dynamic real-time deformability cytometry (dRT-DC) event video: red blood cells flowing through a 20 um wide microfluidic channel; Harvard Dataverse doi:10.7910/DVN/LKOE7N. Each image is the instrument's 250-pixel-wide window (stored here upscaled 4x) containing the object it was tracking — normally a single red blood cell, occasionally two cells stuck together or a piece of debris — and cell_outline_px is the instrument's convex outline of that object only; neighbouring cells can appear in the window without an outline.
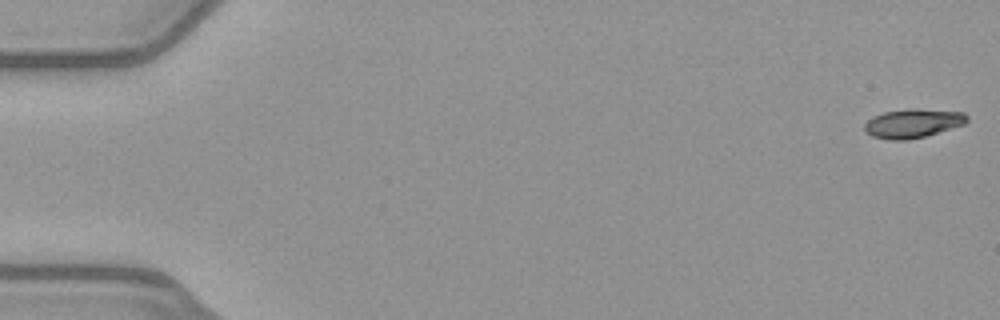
{"species": "common noctule bat (a hibernating species)", "species_latin": "Nyctalus noctula", "temperature_condition": "warm", "stored_images_in_passage": 52, "camera_frame_rate_fps": 3000, "um_per_image_px": 0.085, "animal": {"sex": "female", "body_mass_g": 21.9}, "frame": {"image": 1, "passage_image": 1, "time_ms": 0.0, "image_size_px": [1000, 320], "cell_outline_px": [[968, 120], [964, 124], [924, 136], [908, 140], [892, 140], [872, 136], [864, 128], [864, 124], [872, 116], [884, 112], [908, 108], [916, 108], [964, 112], [968, 116]], "centroid_in_image_um": [77.59, 10.46], "position_along_channel_um": 7.4, "area_um2": 17.22}}
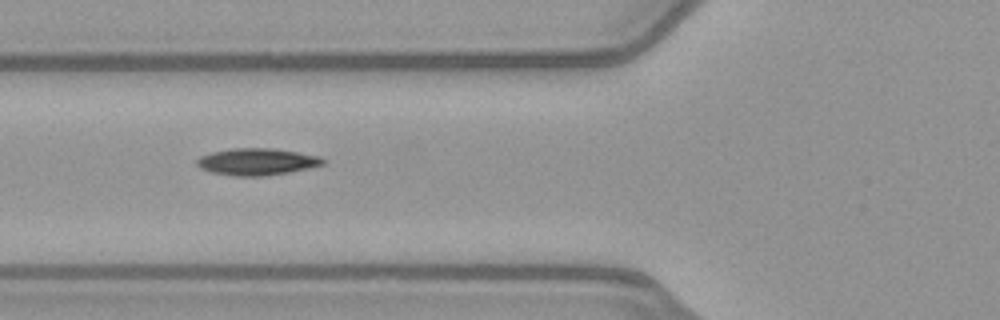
{"frame": {"image": 2, "passage_image": 20, "time_ms": 6.333, "image_size_px": [1000, 320], "cell_outline_px": [[328, 160], [324, 164], [308, 168], [288, 172], [264, 176], [232, 176], [212, 172], [200, 168], [196, 164], [196, 160], [200, 156], [212, 152], [232, 148], [272, 148], [320, 156]], "centroid_in_image_um": [21.84, 13.74], "position_along_channel_um": 104.0, "area_um2": 19.77}}
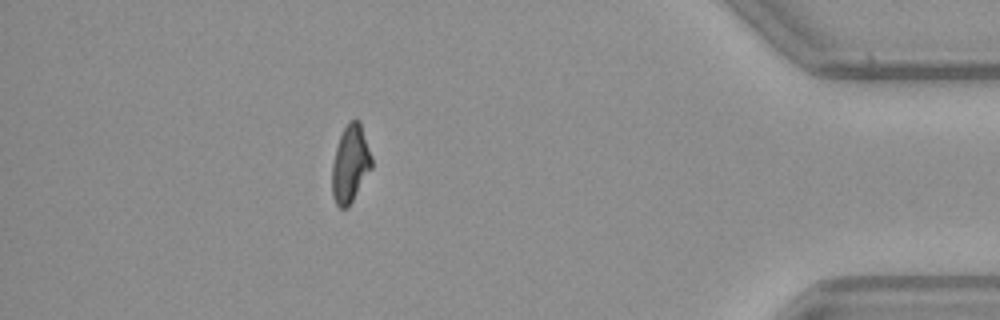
{"frame": {"image": 3, "passage_image": 46, "time_ms": 15.0, "image_size_px": [1000, 320], "cell_outline_px": [[372, 168], [348, 208], [340, 208], [336, 204], [332, 196], [332, 164], [336, 148], [340, 136], [344, 128], [352, 120], [360, 120], [372, 156]], "centroid_in_image_um": [29.78, 13.95], "position_along_channel_um": 405.4, "area_um2": 17.86}, "authors_computed_cell_mechanics": {"area_um2": 18.4093, "velocity_mm_per_s": 4.023, "shape_relaxation_time_tau1_ms": 9.1434, "shape_relaxation_time_tau2_ms": 6.745, "deformation_change_tau1": 0.2373, "deformation_change_tau2": 0.1352}}